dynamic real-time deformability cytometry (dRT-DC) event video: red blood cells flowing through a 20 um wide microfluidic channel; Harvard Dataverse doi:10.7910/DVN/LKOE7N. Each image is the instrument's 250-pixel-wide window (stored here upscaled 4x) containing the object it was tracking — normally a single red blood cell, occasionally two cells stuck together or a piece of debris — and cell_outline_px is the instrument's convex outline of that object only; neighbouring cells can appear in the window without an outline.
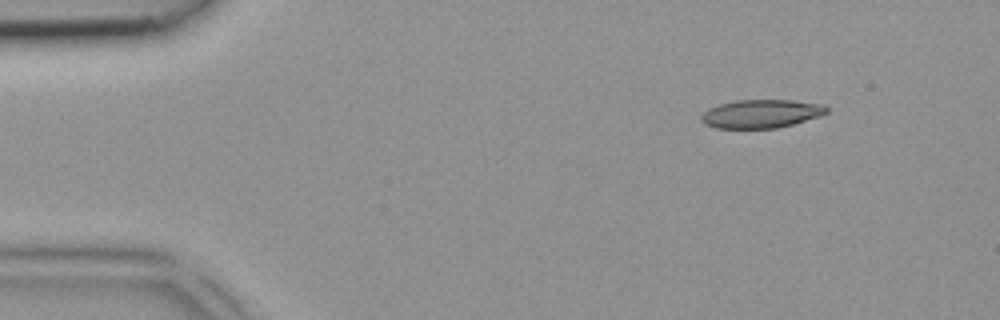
{"species": "common noctule bat (a hibernating species)", "species_latin": "Nyctalus noctula", "temperature_condition": "room temperature", "stored_images_in_passage": 3, "camera_frame_rate_fps": 3000, "um_per_image_px": 0.085, "animal": {"sex": "female", "body_mass_g": 18.4}, "frame": {"image": 1, "passage_image": 1, "time_ms": 0.0, "image_size_px": [1000, 320], "cell_outline_px": [[828, 112], [820, 116], [792, 124], [776, 128], [716, 128], [704, 124], [700, 120], [700, 116], [708, 108], [720, 104], [736, 100], [792, 100], [824, 104], [828, 108]], "centroid_in_image_um": [64.69, 9.66], "position_along_channel_um": 20.3, "area_um2": 20.81}}
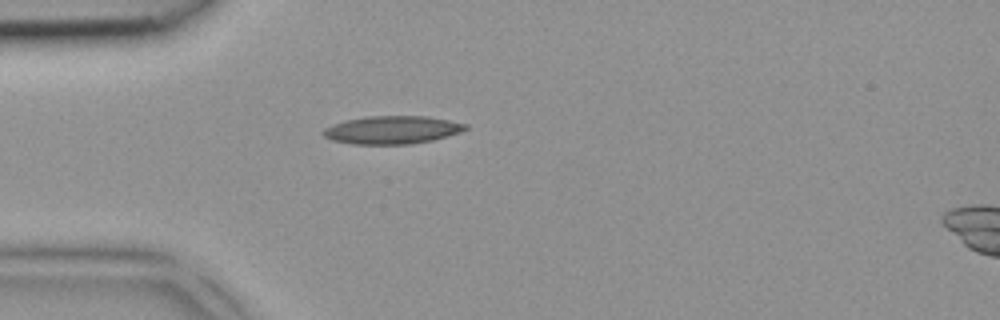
{"frame": {"image": 2, "passage_image": 3, "time_ms": 0.667, "image_size_px": [1000, 320], "cell_outline_px": [[468, 128], [460, 132], [448, 136], [432, 140], [412, 144], [352, 144], [332, 140], [324, 136], [320, 132], [324, 128], [332, 124], [344, 120], [368, 116], [428, 116], [468, 124]], "centroid_in_image_um": [33.31, 11.04], "position_along_channel_um": 51.7, "area_um2": 23.35}}